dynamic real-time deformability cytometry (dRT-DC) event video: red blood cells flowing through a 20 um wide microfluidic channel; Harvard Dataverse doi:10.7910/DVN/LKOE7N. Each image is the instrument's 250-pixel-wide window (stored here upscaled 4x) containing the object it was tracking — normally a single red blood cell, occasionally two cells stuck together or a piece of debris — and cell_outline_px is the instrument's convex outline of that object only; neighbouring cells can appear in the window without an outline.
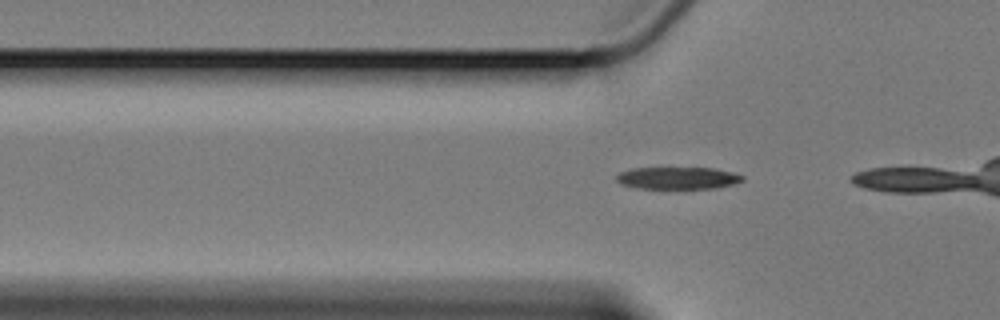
{"species": "Egyptian fruit bat (a non-hibernating species)", "species_latin": "Rousettus aegyptiacus", "temperature_condition": "cold", "stored_images_in_passage": 17, "camera_frame_rate_fps": 3000, "um_per_image_px": 0.085, "animal": {"sex": "female"}, "frame": {"image": 1, "passage_image": 14, "time_ms": 4.333, "image_size_px": [1000, 320], "cell_outline_px": [[744, 180], [732, 184], [712, 188], [636, 188], [620, 184], [616, 180], [616, 176], [620, 172], [632, 168], [712, 168], [744, 176]], "centroid_in_image_um": [57.54, 15.13], "position_along_channel_um": 68.3, "area_um2": 16.01}}